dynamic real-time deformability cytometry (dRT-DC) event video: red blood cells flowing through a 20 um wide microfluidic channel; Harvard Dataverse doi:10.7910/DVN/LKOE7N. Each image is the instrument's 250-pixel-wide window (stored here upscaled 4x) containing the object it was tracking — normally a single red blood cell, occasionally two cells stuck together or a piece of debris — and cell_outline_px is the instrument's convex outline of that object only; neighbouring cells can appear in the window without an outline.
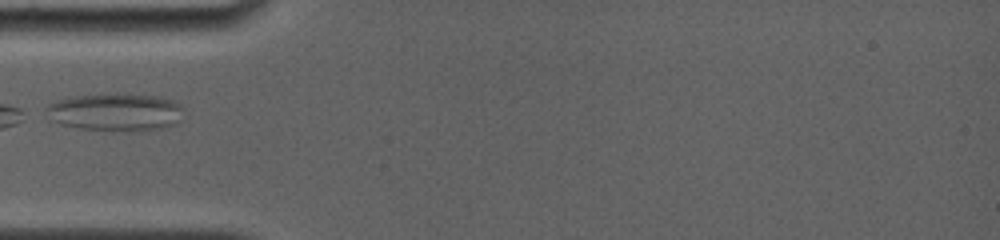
{"species": "common noctule bat (a hibernating species)", "species_latin": "Nyctalus noctula", "temperature_condition": "room temperature", "stored_images_in_passage": 20, "camera_frame_rate_fps": 4000, "um_per_image_px": 0.085, "animal": {"sex": "female", "body_mass_g": 19.0, "forearm_length_mm": 56.7}, "frame": {"image": 1, "passage_image": 1, "time_ms": 0.0, "image_size_px": [1000, 240], "cell_outline_px": [[184, 108], [176, 124], [160, 128], [128, 132], [112, 132], [80, 128], [60, 124], [48, 120], [44, 108], [48, 104], [56, 100], [76, 96], [116, 92], [160, 96], [172, 100], [180, 104]], "centroid_in_image_um": [9.78, 9.52], "position_along_channel_um": 75.2, "area_um2": 31.1}}